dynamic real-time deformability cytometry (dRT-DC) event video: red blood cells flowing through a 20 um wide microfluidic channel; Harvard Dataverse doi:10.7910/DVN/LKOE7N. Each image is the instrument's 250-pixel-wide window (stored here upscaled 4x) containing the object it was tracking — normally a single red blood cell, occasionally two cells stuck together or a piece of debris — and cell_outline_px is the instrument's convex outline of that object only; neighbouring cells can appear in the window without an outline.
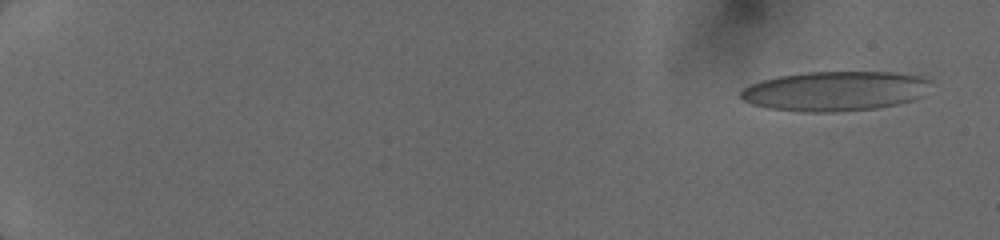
{"species": "human", "species_latin": "Homo sapiens", "temperature_condition": "cold", "stored_images_in_passage": 31, "camera_frame_rate_fps": 3000, "um_per_image_px": 0.085, "donor": {"sex": "female"}, "frame": {"image": 1, "passage_image": 3, "time_ms": 0.667, "image_size_px": [1000, 240], "cell_outline_px": [[932, 80], [924, 96], [912, 100], [896, 104], [872, 108], [832, 112], [800, 112], [768, 108], [752, 104], [744, 100], [740, 96], [740, 92], [744, 88], [752, 84], [764, 80], [780, 76], [808, 72], [892, 72], [916, 76]], "centroid_in_image_um": [70.99, 7.74], "position_along_channel_um": 14.0, "area_um2": 43.64}}
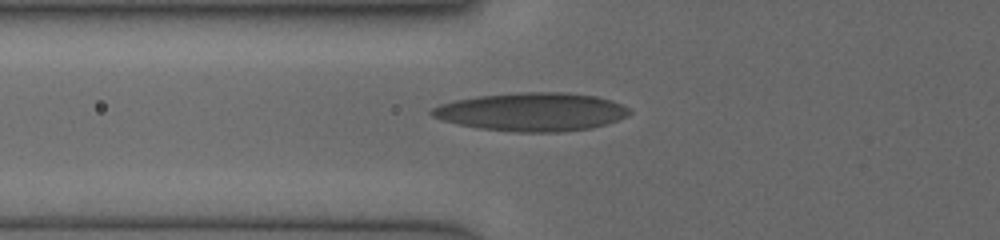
{"frame": {"image": 2, "passage_image": 19, "time_ms": 7.0, "image_size_px": [1000, 240], "cell_outline_px": [[632, 112], [628, 116], [592, 128], [560, 132], [516, 132], [480, 128], [440, 120], [432, 116], [428, 112], [432, 108], [440, 104], [456, 100], [476, 96], [516, 92], [568, 92], [596, 96], [612, 100], [628, 108]], "centroid_in_image_um": [45.19, 9.5], "position_along_channel_um": 80.6, "area_um2": 44.27}}
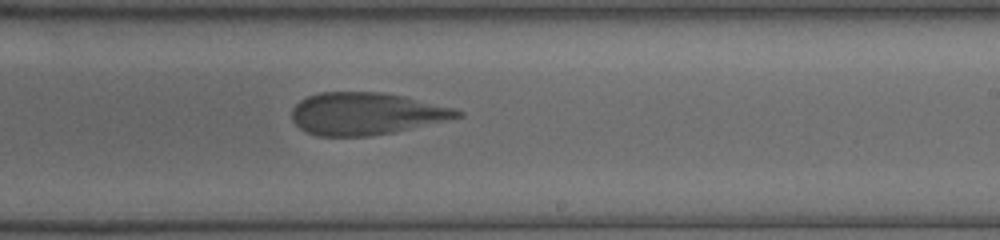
{"frame": {"image": 3, "passage_image": 31, "time_ms": 11.333, "image_size_px": [1000, 240], "cell_outline_px": [[464, 116], [392, 132], [368, 136], [320, 136], [308, 132], [300, 128], [292, 120], [292, 108], [300, 100], [308, 96], [320, 92], [384, 92], [404, 96], [456, 108], [464, 112]], "centroid_in_image_um": [31.12, 9.65], "position_along_channel_um": 257.9, "area_um2": 40.58}}